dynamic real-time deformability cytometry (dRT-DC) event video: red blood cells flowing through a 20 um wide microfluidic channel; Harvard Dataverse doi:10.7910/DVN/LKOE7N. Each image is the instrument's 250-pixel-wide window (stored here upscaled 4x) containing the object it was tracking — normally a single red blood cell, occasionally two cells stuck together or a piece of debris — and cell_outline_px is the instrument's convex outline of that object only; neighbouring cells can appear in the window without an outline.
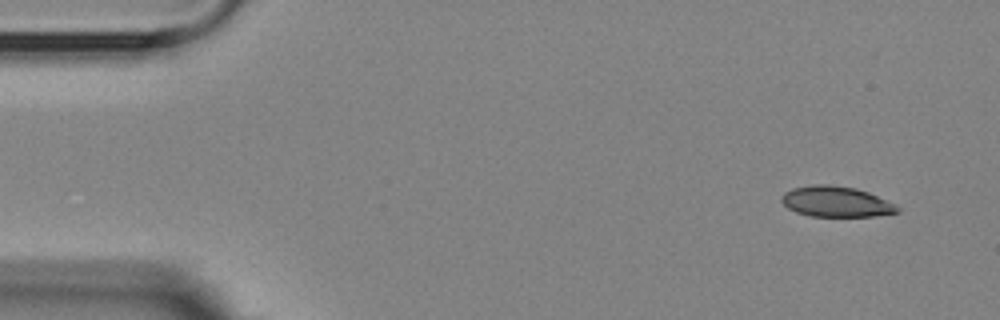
{"species": "Egyptian fruit bat (a non-hibernating species)", "species_latin": "Rousettus aegyptiacus", "temperature_condition": "room temperature", "stored_images_in_passage": 5, "camera_frame_rate_fps": 3000, "um_per_image_px": 0.085, "animal": {"sex": "female"}, "frame": {"image": 1, "passage_image": 1, "time_ms": 0.0, "image_size_px": [1000, 320], "cell_outline_px": [[900, 212], [876, 216], [812, 216], [796, 212], [788, 208], [780, 200], [780, 196], [784, 192], [792, 188], [812, 184], [828, 184], [856, 188], [868, 192], [900, 208]], "centroid_in_image_um": [71.01, 17.13], "position_along_channel_um": 14.0, "area_um2": 20.58}}
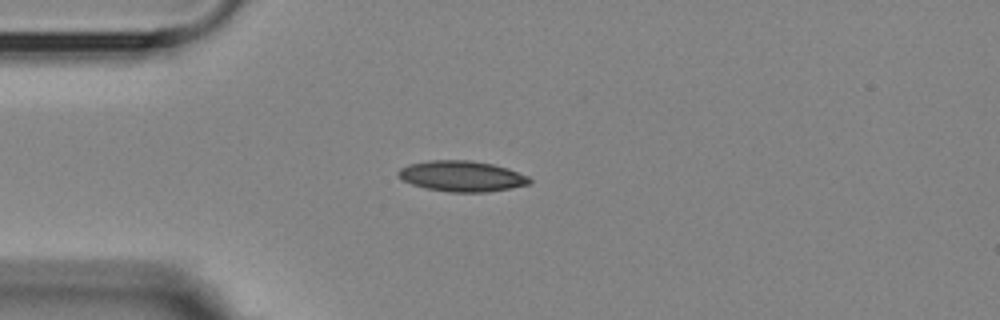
{"frame": {"image": 2, "passage_image": 3, "time_ms": 3.333, "image_size_px": [1000, 320], "cell_outline_px": [[532, 180], [528, 184], [512, 188], [488, 192], [448, 192], [424, 188], [412, 184], [396, 176], [396, 172], [400, 168], [408, 164], [428, 160], [468, 160], [492, 164], [508, 168], [528, 176]], "centroid_in_image_um": [39.22, 14.97], "position_along_channel_um": 45.8, "area_um2": 23.64}}
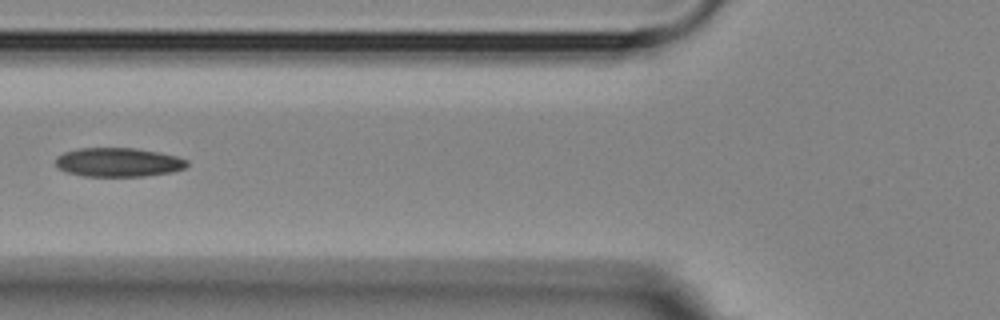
{"frame": {"image": 3, "passage_image": 5, "time_ms": 5.667, "image_size_px": [1000, 320], "cell_outline_px": [[188, 164], [184, 168], [172, 172], [144, 176], [84, 176], [68, 172], [60, 168], [56, 164], [56, 156], [64, 152], [80, 148], [136, 148], [160, 152], [176, 156], [188, 160]], "centroid_in_image_um": [10.08, 13.78], "position_along_channel_um": 115.7, "area_um2": 22.14}}